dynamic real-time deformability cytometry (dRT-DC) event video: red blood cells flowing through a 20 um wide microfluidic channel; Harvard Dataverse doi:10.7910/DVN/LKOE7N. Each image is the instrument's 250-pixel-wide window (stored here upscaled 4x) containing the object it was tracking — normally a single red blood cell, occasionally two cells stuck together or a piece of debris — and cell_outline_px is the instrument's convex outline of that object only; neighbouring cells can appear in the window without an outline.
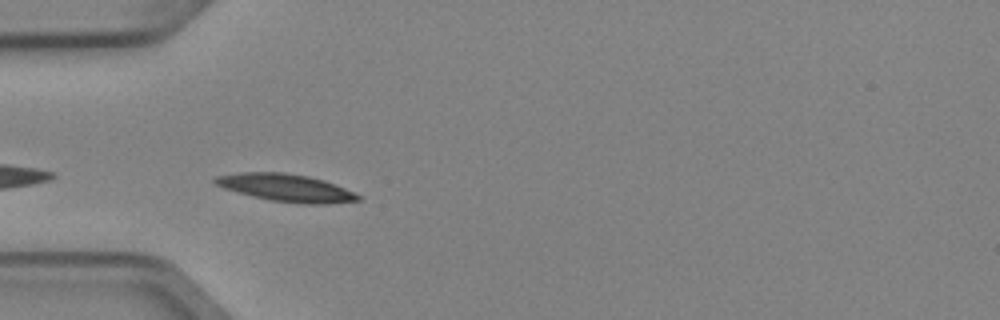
{"species": "Egyptian fruit bat (a non-hibernating species)", "species_latin": "Rousettus aegyptiacus", "temperature_condition": "cold", "stored_images_in_passage": 6, "camera_frame_rate_fps": 3000, "um_per_image_px": 0.085, "animal": {"sex": "female"}, "frame": {"image": 1, "passage_image": 4, "time_ms": 1.0, "image_size_px": [1000, 320], "cell_outline_px": [[360, 200], [328, 204], [304, 204], [272, 200], [252, 196], [224, 188], [216, 184], [212, 180], [216, 176], [240, 172], [284, 172], [308, 176], [324, 180], [344, 188], [360, 196]], "centroid_in_image_um": [24.3, 15.95], "position_along_channel_um": 60.7, "area_um2": 22.72}}
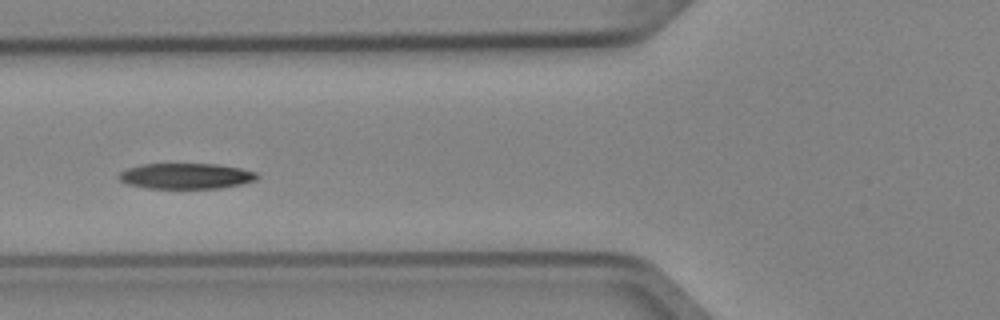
{"frame": {"image": 2, "passage_image": 5, "time_ms": 1.333, "image_size_px": [1000, 320], "cell_outline_px": [[260, 176], [256, 180], [240, 184], [220, 188], [148, 188], [128, 184], [120, 180], [116, 176], [120, 172], [128, 168], [144, 164], [216, 164], [240, 168], [256, 172]], "centroid_in_image_um": [15.81, 14.96], "position_along_channel_um": 110.0, "area_um2": 20.58}}
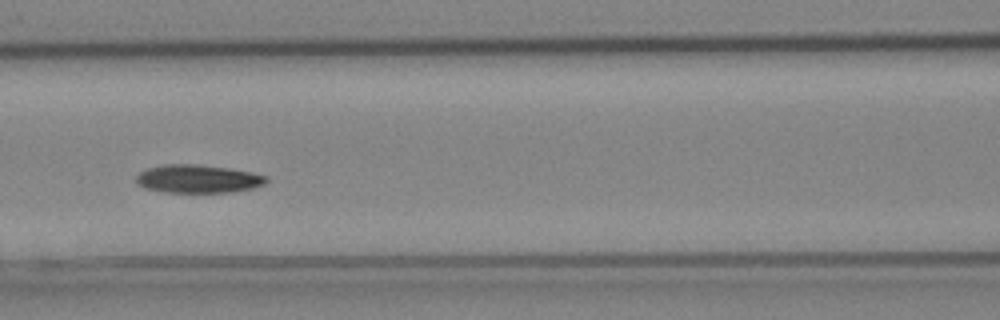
{"frame": {"image": 3, "passage_image": 6, "time_ms": 1.667, "image_size_px": [1000, 320], "cell_outline_px": [[268, 180], [264, 184], [252, 188], [232, 192], [164, 192], [144, 188], [136, 184], [136, 176], [140, 172], [148, 168], [164, 164], [192, 164], [228, 168], [252, 172], [268, 176]], "centroid_in_image_um": [16.81, 15.2], "position_along_channel_um": 149.8, "area_um2": 21.39}}